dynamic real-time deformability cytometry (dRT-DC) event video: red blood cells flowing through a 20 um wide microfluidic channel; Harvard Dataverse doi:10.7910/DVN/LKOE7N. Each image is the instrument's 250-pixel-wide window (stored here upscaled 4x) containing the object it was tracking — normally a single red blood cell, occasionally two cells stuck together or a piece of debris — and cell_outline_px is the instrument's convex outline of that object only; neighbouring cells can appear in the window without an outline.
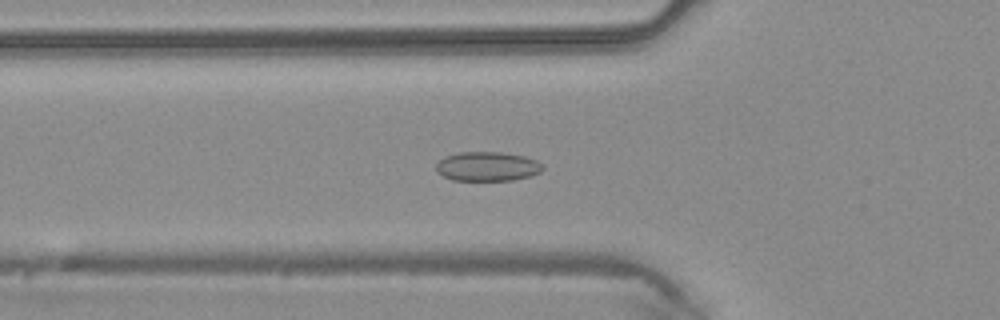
{"species": "common noctule bat (a hibernating species)", "species_latin": "Nyctalus noctula", "temperature_condition": "warm", "stored_images_in_passage": 44, "camera_frame_rate_fps": 3000, "um_per_image_px": 0.085, "animal": {"sex": "male", "body_mass_g": 20.4}, "frame": {"image": 1, "passage_image": 16, "time_ms": 5.0, "image_size_px": [1000, 320], "cell_outline_px": [[544, 168], [540, 172], [528, 176], [512, 180], [452, 180], [436, 172], [436, 164], [444, 156], [460, 152], [500, 152], [524, 156], [536, 160]], "centroid_in_image_um": [41.39, 14.14], "position_along_channel_um": 84.4, "area_um2": 18.09}}
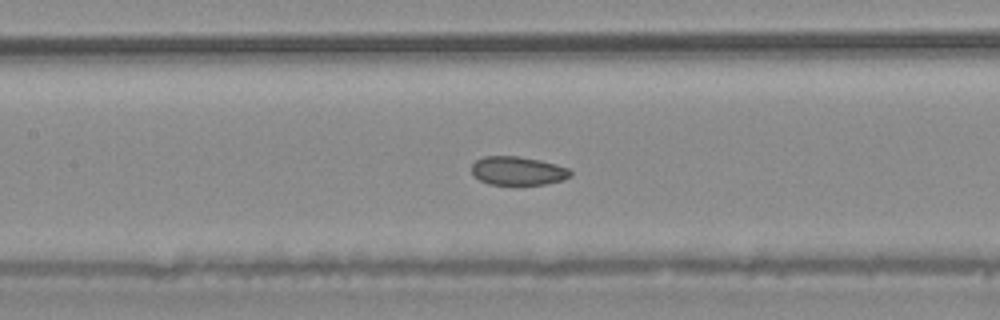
{"frame": {"image": 2, "passage_image": 21, "time_ms": 6.667, "image_size_px": [1000, 320], "cell_outline_px": [[572, 176], [564, 180], [544, 184], [488, 184], [472, 176], [472, 164], [476, 160], [484, 156], [520, 156], [540, 160], [568, 168], [572, 172]], "centroid_in_image_um": [44.01, 14.52], "position_along_channel_um": 163.4, "area_um2": 16.53}}
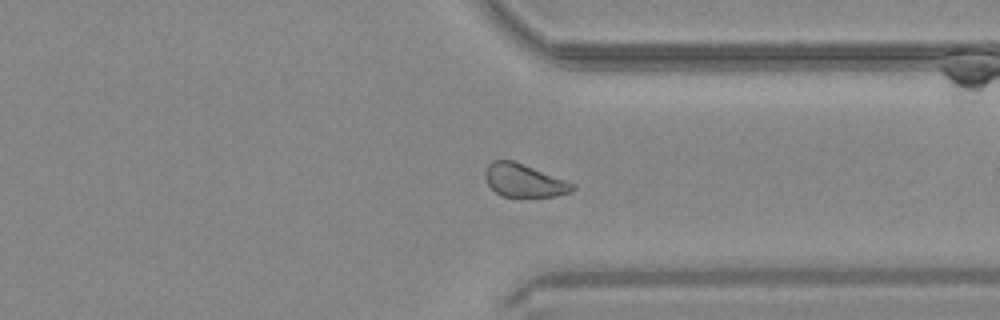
{"frame": {"image": 3, "passage_image": 34, "time_ms": 11.0, "image_size_px": [1000, 320], "cell_outline_px": [[576, 188], [572, 192], [556, 196], [504, 196], [496, 192], [488, 184], [484, 176], [484, 172], [488, 164], [492, 160], [512, 160], [576, 184]], "centroid_in_image_um": [44.55, 15.34], "position_along_channel_um": 366.9, "area_um2": 16.65}}